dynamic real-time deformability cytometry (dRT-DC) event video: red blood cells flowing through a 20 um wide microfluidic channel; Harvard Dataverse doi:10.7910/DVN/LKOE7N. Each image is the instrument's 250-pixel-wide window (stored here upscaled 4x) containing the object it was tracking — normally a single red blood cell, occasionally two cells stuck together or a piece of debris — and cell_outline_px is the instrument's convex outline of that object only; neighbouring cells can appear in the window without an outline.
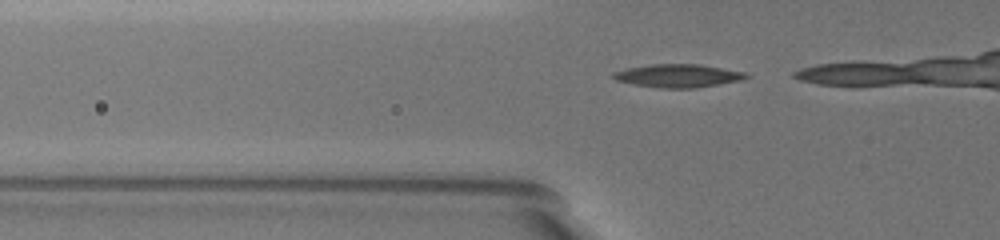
{"species": "common noctule bat (a hibernating species)", "species_latin": "Nyctalus noctula", "temperature_condition": "warm", "stored_images_in_passage": 5, "camera_frame_rate_fps": 3000, "um_per_image_px": 0.085, "animal": {"sex": "female", "body_mass_g": 19.5, "forearm_length_mm": 54.1}, "frame": {"image": 1, "passage_image": 2, "time_ms": 0.333, "image_size_px": [1000, 240], "cell_outline_px": [[752, 76], [744, 80], [696, 88], [660, 88], [632, 84], [616, 80], [612, 76], [612, 72], [628, 68], [652, 64], [700, 64], [744, 72]], "centroid_in_image_um": [57.67, 6.44], "position_along_channel_um": 68.1, "area_um2": 18.03}}